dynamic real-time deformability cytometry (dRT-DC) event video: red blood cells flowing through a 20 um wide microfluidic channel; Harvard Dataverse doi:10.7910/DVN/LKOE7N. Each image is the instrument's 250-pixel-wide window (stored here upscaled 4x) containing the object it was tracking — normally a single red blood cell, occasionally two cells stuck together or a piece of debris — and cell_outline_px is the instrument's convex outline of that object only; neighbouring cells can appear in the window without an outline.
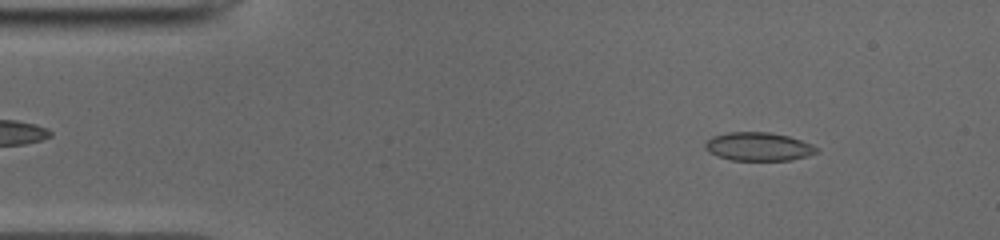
{"species": "common noctule bat (a hibernating species)", "species_latin": "Nyctalus noctula", "temperature_condition": "cold", "stored_images_in_passage": 49, "camera_frame_rate_fps": 3000, "um_per_image_px": 0.085, "animal": {"sex": "male", "body_mass_g": 19.0, "forearm_length_mm": 50.8}, "frame": {"image": 1, "passage_image": 5, "time_ms": 1.333, "image_size_px": [1000, 240], "cell_outline_px": [[820, 152], [808, 156], [792, 160], [732, 160], [716, 156], [708, 152], [704, 148], [704, 144], [712, 136], [728, 132], [768, 132], [788, 136], [812, 144], [820, 148]], "centroid_in_image_um": [64.48, 12.47], "position_along_channel_um": 20.5, "area_um2": 18.67}}
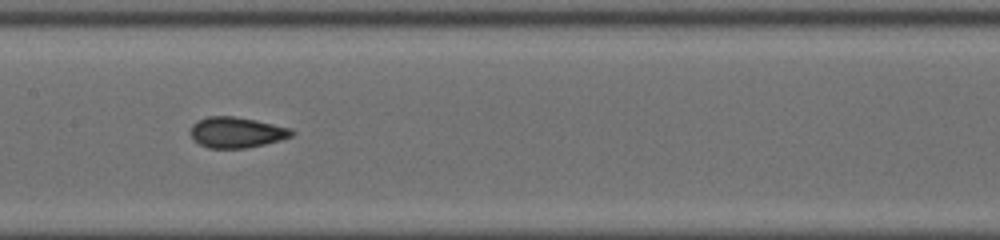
{"frame": {"image": 2, "passage_image": 23, "time_ms": 7.333, "image_size_px": [1000, 240], "cell_outline_px": [[296, 132], [292, 136], [280, 140], [264, 144], [244, 148], [208, 148], [192, 140], [192, 124], [196, 120], [208, 116], [232, 116], [256, 120], [292, 128]], "centroid_in_image_um": [20.12, 11.24], "position_along_channel_um": 187.3, "area_um2": 18.15}}
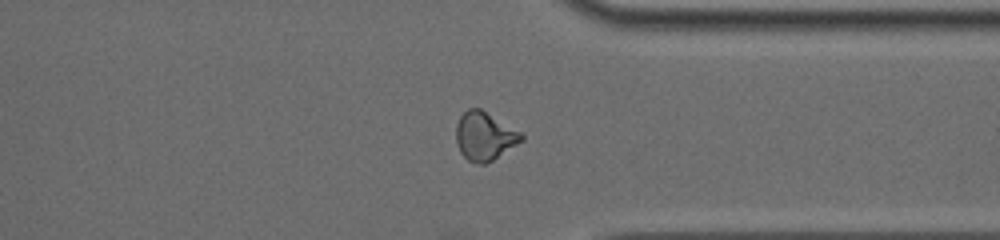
{"frame": {"image": 3, "passage_image": 37, "time_ms": 12.0, "image_size_px": [1000, 240], "cell_outline_px": [[524, 140], [492, 160], [484, 164], [476, 164], [468, 160], [460, 152], [456, 144], [456, 124], [460, 116], [468, 108], [480, 108], [520, 132], [524, 136]], "centroid_in_image_um": [41.16, 11.58], "position_along_channel_um": 370.2, "area_um2": 18.32}, "authors_computed_cell_mechanics": {"area_um2": 18.2648, "velocity_mm_per_s": 3.9768, "shape_relaxation_time_tau1_ms": null, "shape_relaxation_time_tau2_ms": 1.4223, "deformation_change_tau1": null, "deformation_change_tau2": 0.0617}}